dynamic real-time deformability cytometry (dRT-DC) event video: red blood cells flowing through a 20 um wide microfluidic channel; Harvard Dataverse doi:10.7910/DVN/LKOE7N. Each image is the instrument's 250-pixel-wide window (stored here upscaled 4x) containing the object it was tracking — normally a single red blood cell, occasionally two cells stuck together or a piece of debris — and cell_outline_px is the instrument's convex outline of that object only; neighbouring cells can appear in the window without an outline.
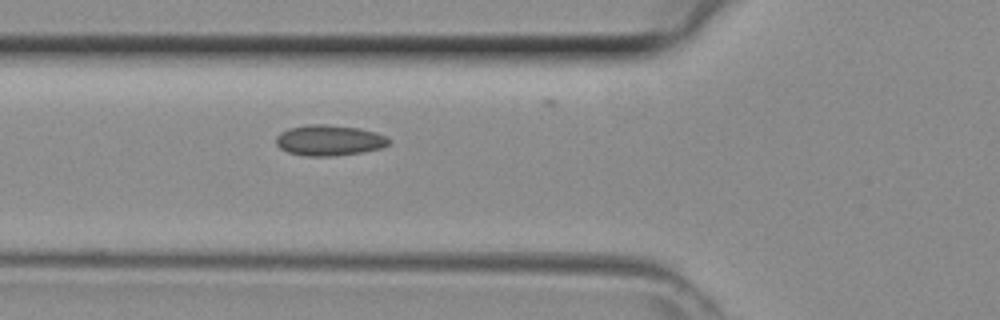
{"species": "common noctule bat (a hibernating species)", "species_latin": "Nyctalus noctula", "temperature_condition": "room temperature", "stored_images_in_passage": 21, "camera_frame_rate_fps": 3000, "um_per_image_px": 0.085, "animal": {"sex": "female", "body_mass_g": 29.2, "forearm_length_mm": 56.3}, "frame": {"image": 1, "passage_image": 2, "time_ms": 0.333, "image_size_px": [1000, 320], "cell_outline_px": [[392, 140], [388, 144], [380, 148], [364, 152], [336, 156], [304, 156], [288, 152], [280, 148], [276, 144], [276, 136], [280, 132], [288, 128], [308, 124], [328, 124], [360, 128], [376, 132]], "centroid_in_image_um": [27.97, 11.92], "position_along_channel_um": 97.8, "area_um2": 20.4}}
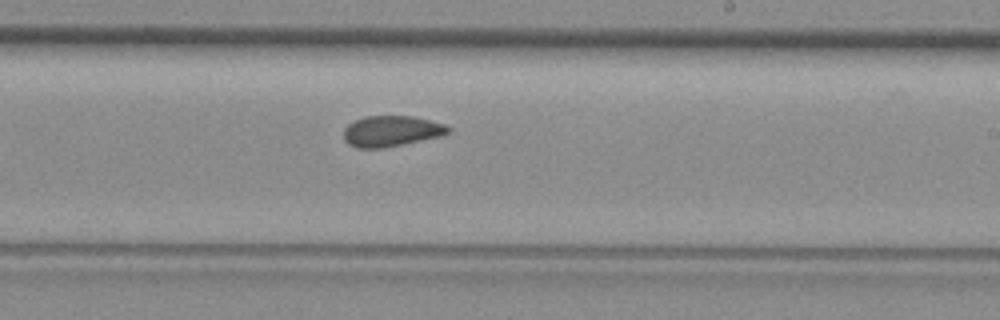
{"frame": {"image": 2, "passage_image": 12, "time_ms": 3.667, "image_size_px": [1000, 320], "cell_outline_px": [[452, 128], [448, 132], [440, 136], [404, 144], [384, 148], [356, 148], [348, 144], [344, 140], [344, 128], [348, 124], [364, 116], [412, 116], [444, 124]], "centroid_in_image_um": [33.23, 11.15], "position_along_channel_um": 255.8, "area_um2": 18.73}}
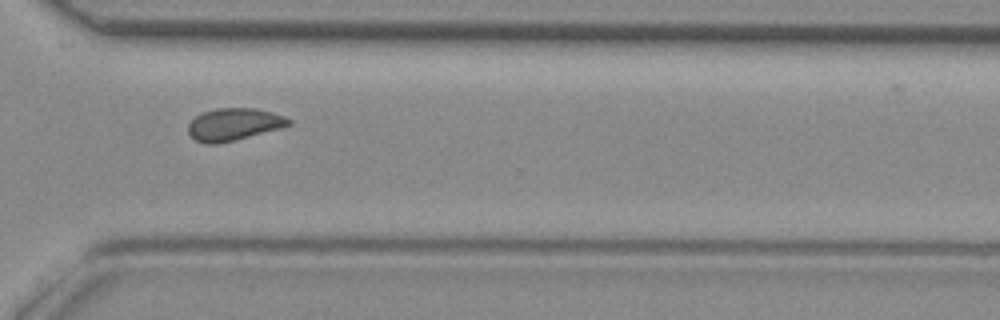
{"frame": {"image": 3, "passage_image": 18, "time_ms": 5.667, "image_size_px": [1000, 320], "cell_outline_px": [[292, 124], [280, 128], [216, 144], [208, 144], [196, 140], [188, 132], [188, 124], [196, 116], [204, 112], [216, 108], [256, 108], [272, 112], [284, 116], [292, 120]], "centroid_in_image_um": [19.89, 10.55], "position_along_channel_um": 350.7, "area_um2": 18.61}}